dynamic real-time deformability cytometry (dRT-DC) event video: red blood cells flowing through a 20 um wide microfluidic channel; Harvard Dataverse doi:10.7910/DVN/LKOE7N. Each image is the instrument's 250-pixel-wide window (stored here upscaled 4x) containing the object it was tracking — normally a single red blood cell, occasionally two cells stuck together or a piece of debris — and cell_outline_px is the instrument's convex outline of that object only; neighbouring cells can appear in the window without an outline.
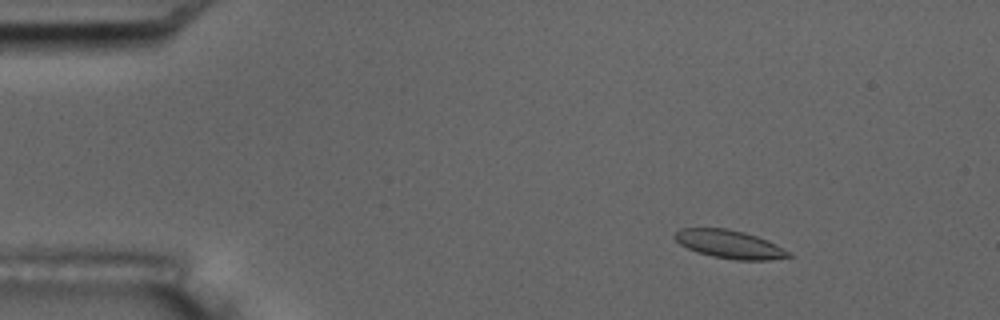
{"species": "common noctule bat (a hibernating species)", "species_latin": "Nyctalus noctula", "temperature_condition": "room temperature", "stored_images_in_passage": 5, "camera_frame_rate_fps": 3000, "um_per_image_px": 0.085, "animal": {"sex": "male", "body_mass_g": 17.5, "forearm_length_mm": 52.3}, "frame": {"image": 1, "passage_image": 3, "time_ms": 2.333, "image_size_px": [1000, 320], "cell_outline_px": [[792, 256], [768, 260], [736, 260], [712, 256], [696, 252], [680, 244], [672, 236], [680, 228], [728, 228], [744, 232], [756, 236], [776, 244], [788, 252]], "centroid_in_image_um": [61.96, 20.75], "position_along_channel_um": 23.0, "area_um2": 18.61}}